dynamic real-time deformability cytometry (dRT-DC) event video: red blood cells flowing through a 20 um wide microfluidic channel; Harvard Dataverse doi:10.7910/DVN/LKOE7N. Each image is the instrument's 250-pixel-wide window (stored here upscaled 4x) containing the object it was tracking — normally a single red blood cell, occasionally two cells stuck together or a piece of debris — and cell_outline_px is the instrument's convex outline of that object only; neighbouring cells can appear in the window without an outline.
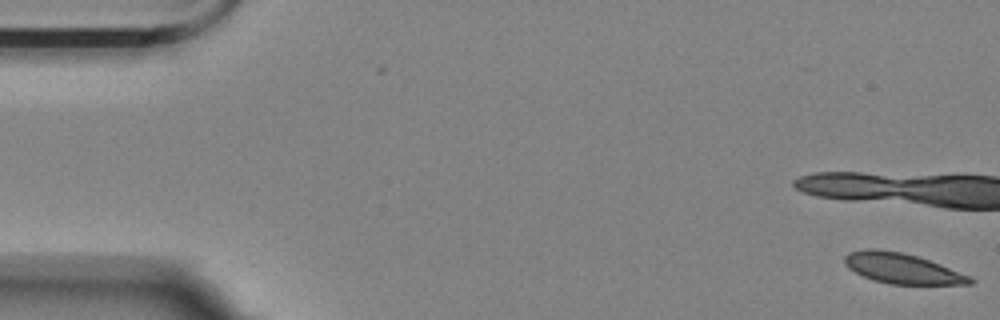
{"species": "Egyptian fruit bat (a non-hibernating species)", "species_latin": "Rousettus aegyptiacus", "temperature_condition": "room temperature", "stored_images_in_passage": 16, "camera_frame_rate_fps": 3000, "um_per_image_px": 0.085, "animal": {"sex": "female"}, "frame": {"image": 1, "passage_image": 1, "time_ms": 0.0, "image_size_px": [1000, 320], "cell_outline_px": [[976, 280], [972, 284], [888, 284], [872, 280], [848, 268], [844, 264], [844, 256], [848, 252], [868, 248], [876, 248], [900, 252], [916, 256], [940, 264], [972, 276]], "centroid_in_image_um": [76.68, 22.82], "position_along_channel_um": 8.3, "area_um2": 22.25}}